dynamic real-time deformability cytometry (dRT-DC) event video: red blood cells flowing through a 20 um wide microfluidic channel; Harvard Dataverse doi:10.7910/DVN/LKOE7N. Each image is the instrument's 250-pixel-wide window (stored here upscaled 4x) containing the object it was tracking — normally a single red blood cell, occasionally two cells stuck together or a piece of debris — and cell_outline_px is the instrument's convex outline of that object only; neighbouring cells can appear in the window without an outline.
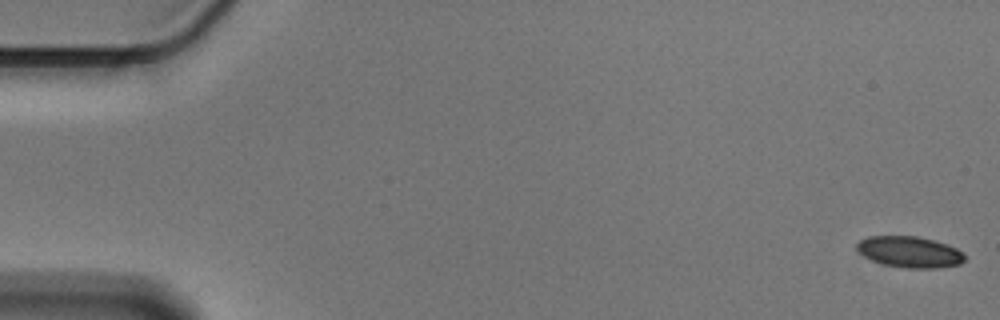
{"species": "Egyptian fruit bat (a non-hibernating species)", "species_latin": "Rousettus aegyptiacus", "temperature_condition": "cold", "stored_images_in_passage": 14, "camera_frame_rate_fps": 3000, "um_per_image_px": 0.085, "animal": {"sex": "male"}, "frame": {"image": 1, "passage_image": 1, "time_ms": 0.0, "image_size_px": [1000, 320], "cell_outline_px": [[964, 260], [960, 264], [936, 268], [904, 268], [884, 264], [872, 260], [864, 256], [856, 248], [856, 244], [860, 240], [868, 236], [916, 236], [948, 244], [956, 248], [964, 256]], "centroid_in_image_um": [77.3, 21.41], "position_along_channel_um": 7.7, "area_um2": 19.42}}